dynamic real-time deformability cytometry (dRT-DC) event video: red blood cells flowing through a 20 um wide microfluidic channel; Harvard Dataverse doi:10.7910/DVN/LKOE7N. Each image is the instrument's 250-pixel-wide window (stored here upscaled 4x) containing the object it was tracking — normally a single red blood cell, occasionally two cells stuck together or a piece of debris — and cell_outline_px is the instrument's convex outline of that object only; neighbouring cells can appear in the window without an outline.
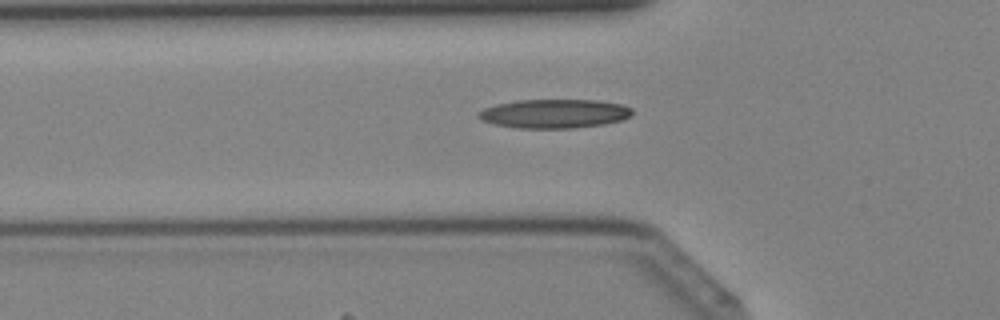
{"species": "Egyptian fruit bat (a non-hibernating species)", "species_latin": "Rousettus aegyptiacus", "temperature_condition": "cold", "stored_images_in_passage": 25, "camera_frame_rate_fps": 3000, "um_per_image_px": 0.085, "animal": {"sex": "female"}, "frame": {"image": 1, "passage_image": 3, "time_ms": 0.667, "image_size_px": [1000, 320], "cell_outline_px": [[632, 112], [628, 116], [620, 120], [604, 124], [576, 128], [520, 128], [496, 124], [484, 120], [476, 116], [484, 108], [496, 104], [516, 100], [596, 100], [620, 104], [632, 108]], "centroid_in_image_um": [47.11, 9.65], "position_along_channel_um": 78.7, "area_um2": 25.66}}
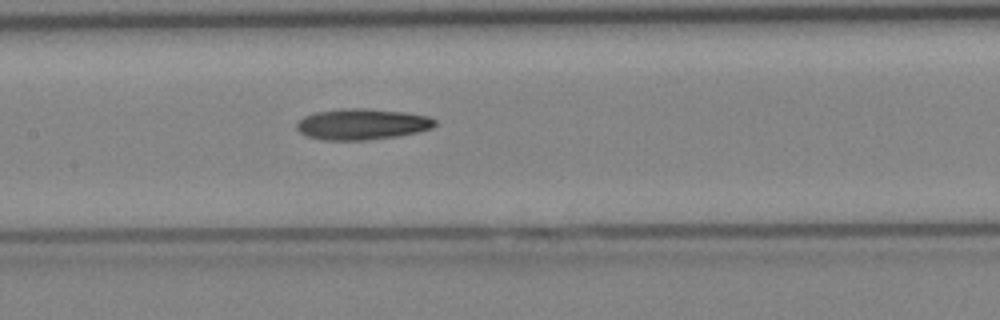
{"frame": {"image": 2, "passage_image": 9, "time_ms": 2.667, "image_size_px": [1000, 320], "cell_outline_px": [[436, 124], [432, 128], [416, 132], [396, 136], [364, 140], [324, 140], [308, 136], [300, 132], [296, 128], [296, 124], [304, 116], [316, 112], [348, 108], [364, 108], [408, 112], [428, 116], [436, 120]], "centroid_in_image_um": [30.79, 10.55], "position_along_channel_um": 176.6, "area_um2": 24.85}}
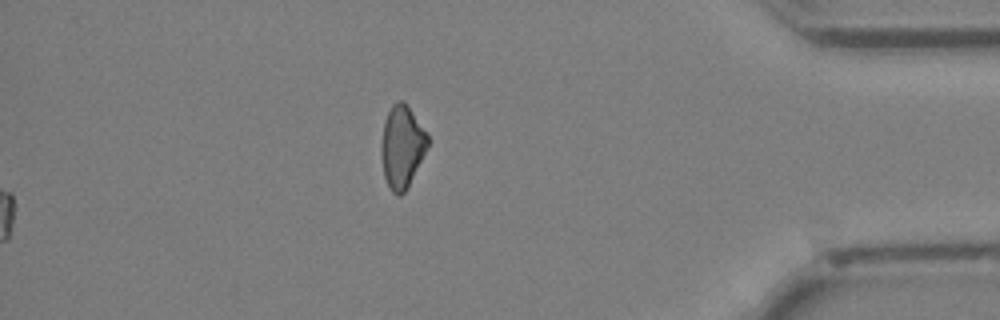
{"frame": {"image": 3, "passage_image": 25, "time_ms": 8.0, "image_size_px": [1000, 320], "cell_outline_px": [[428, 148], [408, 188], [400, 196], [396, 196], [392, 192], [384, 176], [380, 152], [380, 144], [384, 124], [388, 112], [392, 104], [396, 100], [404, 100], [428, 136]], "centroid_in_image_um": [34.16, 12.49], "position_along_channel_um": 401.0, "area_um2": 22.43}}